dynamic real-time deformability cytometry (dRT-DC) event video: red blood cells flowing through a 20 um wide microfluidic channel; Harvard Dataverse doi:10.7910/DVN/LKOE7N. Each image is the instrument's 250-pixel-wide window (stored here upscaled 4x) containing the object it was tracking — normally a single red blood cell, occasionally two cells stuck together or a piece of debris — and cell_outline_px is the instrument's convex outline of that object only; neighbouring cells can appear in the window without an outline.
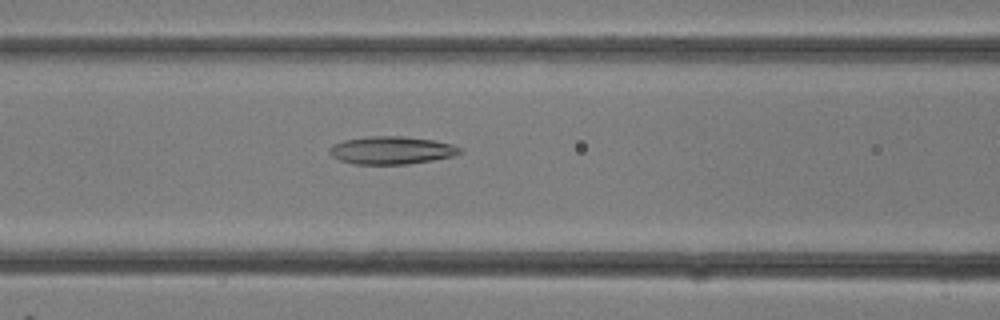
{"species": "common noctule bat (a hibernating species)", "species_latin": "Nyctalus noctula", "temperature_condition": "room temperature", "stored_images_in_passage": 7, "camera_frame_rate_fps": 3000, "um_per_image_px": 0.085, "animal": {"sex": "female"}, "frame": {"image": 1, "passage_image": 5, "time_ms": 1.333, "image_size_px": [1000, 320], "cell_outline_px": [[464, 152], [456, 156], [408, 164], [352, 164], [340, 160], [332, 156], [328, 152], [328, 148], [332, 144], [344, 140], [368, 136], [404, 136], [432, 140], [452, 144], [460, 148]], "centroid_in_image_um": [33.27, 12.77], "position_along_channel_um": 133.3, "area_um2": 21.33}}
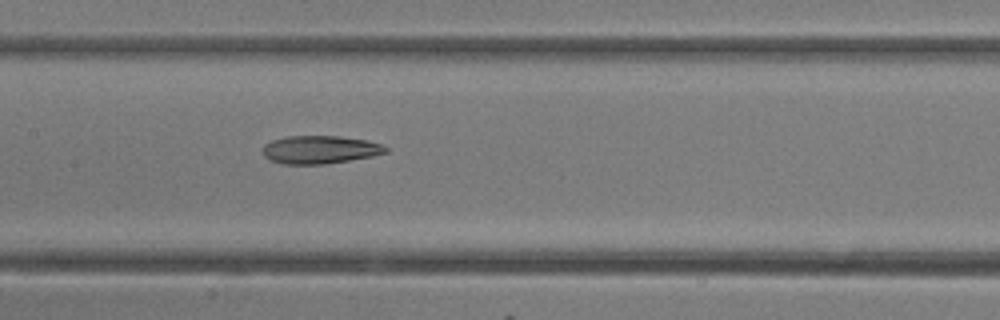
{"frame": {"image": 2, "passage_image": 7, "time_ms": 2.0, "image_size_px": [1000, 320], "cell_outline_px": [[388, 152], [372, 156], [324, 164], [280, 164], [268, 160], [264, 156], [260, 148], [264, 144], [272, 140], [284, 136], [340, 136], [368, 140], [384, 144], [388, 148]], "centroid_in_image_um": [27.16, 12.71], "position_along_channel_um": 180.2, "area_um2": 20.46}}